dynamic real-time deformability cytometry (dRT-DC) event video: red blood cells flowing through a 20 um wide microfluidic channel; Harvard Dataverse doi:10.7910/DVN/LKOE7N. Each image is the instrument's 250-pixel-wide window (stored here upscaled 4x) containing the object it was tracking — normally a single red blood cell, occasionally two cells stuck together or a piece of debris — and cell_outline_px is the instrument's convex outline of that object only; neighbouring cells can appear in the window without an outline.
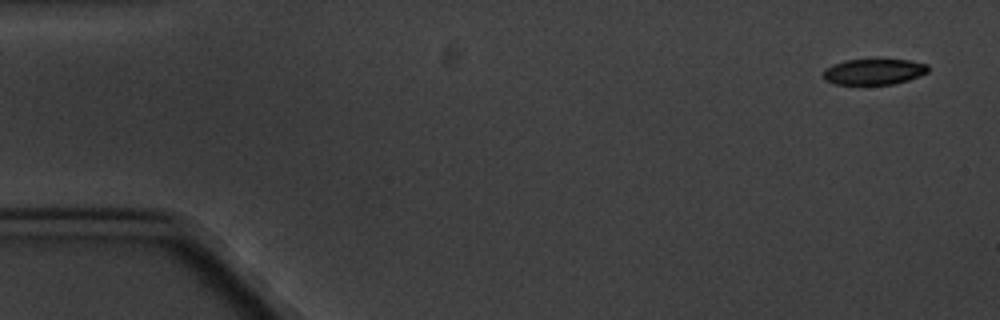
{"species": "common noctule bat (a hibernating species)", "species_latin": "Nyctalus noctula", "temperature_condition": "cold", "stored_images_in_passage": 11, "camera_frame_rate_fps": 3000, "um_per_image_px": 0.085, "animal": {"sex": "male", "body_mass_g": 20.1, "forearm_length_mm": 53.5}, "frame": {"image": 1, "passage_image": 1, "time_ms": 0.0, "image_size_px": [1000, 320], "cell_outline_px": [[928, 72], [908, 80], [892, 84], [836, 84], [824, 80], [824, 72], [832, 64], [844, 60], [908, 60], [928, 64]], "centroid_in_image_um": [74.29, 6.09], "position_along_channel_um": 10.7, "area_um2": 15.55}}
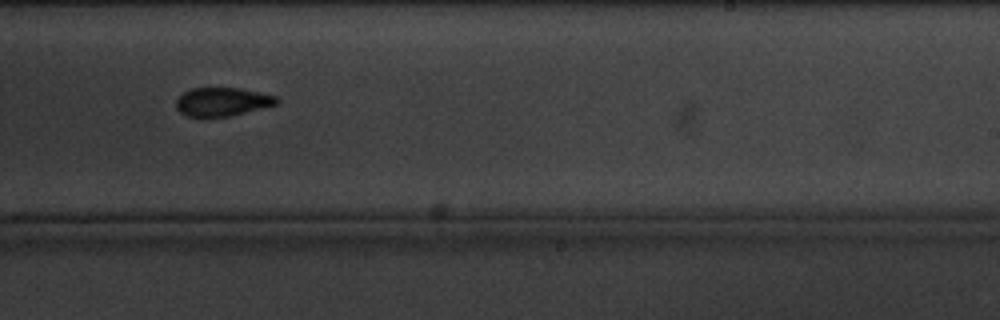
{"frame": {"image": 2, "passage_image": 10, "time_ms": 11.333, "image_size_px": [1000, 320], "cell_outline_px": [[280, 100], [276, 104], [228, 116], [200, 120], [188, 116], [180, 112], [176, 108], [176, 100], [184, 92], [192, 88], [240, 88], [276, 96]], "centroid_in_image_um": [18.82, 8.68], "position_along_channel_um": 270.2, "area_um2": 16.94}}
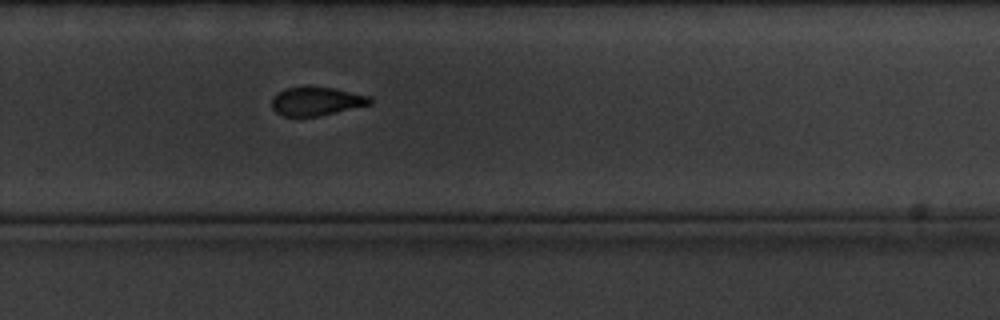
{"frame": {"image": 3, "passage_image": 11, "time_ms": 12.333, "image_size_px": [1000, 320], "cell_outline_px": [[372, 104], [316, 116], [280, 116], [272, 108], [272, 96], [276, 92], [284, 88], [332, 88], [368, 96], [372, 100]], "centroid_in_image_um": [26.83, 8.62], "position_along_channel_um": 303.0, "area_um2": 15.95}}